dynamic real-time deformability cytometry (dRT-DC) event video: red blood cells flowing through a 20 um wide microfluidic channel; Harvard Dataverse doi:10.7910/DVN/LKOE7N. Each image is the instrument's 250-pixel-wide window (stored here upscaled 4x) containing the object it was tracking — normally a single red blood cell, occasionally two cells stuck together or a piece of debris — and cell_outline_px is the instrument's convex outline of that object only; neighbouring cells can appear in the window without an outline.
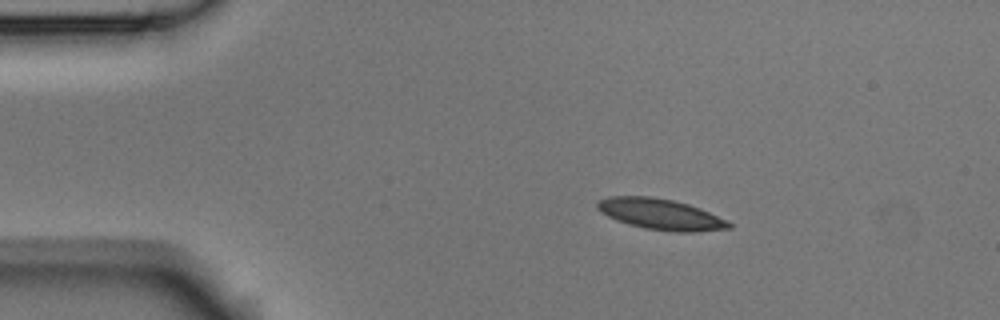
{"species": "Egyptian fruit bat (a non-hibernating species)", "species_latin": "Rousettus aegyptiacus", "temperature_condition": "room temperature", "stored_images_in_passage": 8, "camera_frame_rate_fps": 3000, "um_per_image_px": 0.085, "animal": {"sex": "male"}, "frame": {"image": 1, "passage_image": 1, "time_ms": 0.0, "image_size_px": [1000, 320], "cell_outline_px": [[732, 228], [696, 232], [672, 232], [644, 228], [628, 224], [616, 220], [600, 212], [596, 208], [596, 204], [600, 200], [608, 196], [652, 196], [672, 200], [688, 204], [700, 208], [728, 220], [732, 224]], "centroid_in_image_um": [56.16, 18.21], "position_along_channel_um": 28.8, "area_um2": 23.87}}
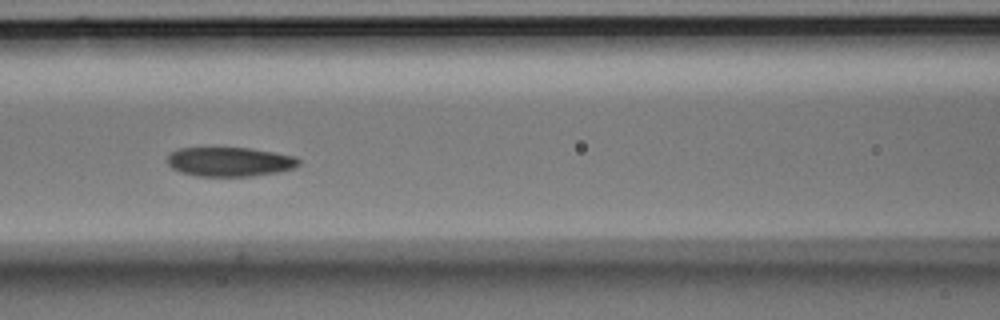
{"frame": {"image": 2, "passage_image": 5, "time_ms": 1.333, "image_size_px": [1000, 320], "cell_outline_px": [[300, 164], [296, 168], [276, 172], [252, 176], [196, 176], [180, 172], [172, 168], [168, 164], [168, 152], [180, 148], [248, 148], [296, 156], [300, 160]], "centroid_in_image_um": [19.52, 13.75], "position_along_channel_um": 147.1, "area_um2": 22.48}}
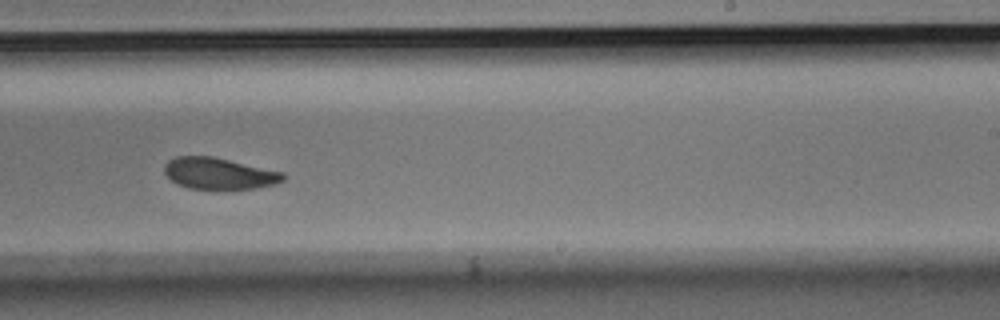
{"frame": {"image": 3, "passage_image": 8, "time_ms": 2.333, "image_size_px": [1000, 320], "cell_outline_px": [[288, 176], [284, 180], [276, 184], [256, 188], [188, 188], [176, 184], [164, 172], [164, 164], [168, 160], [176, 156], [212, 156], [284, 172]], "centroid_in_image_um": [18.63, 14.73], "position_along_channel_um": 270.4, "area_um2": 21.73}}